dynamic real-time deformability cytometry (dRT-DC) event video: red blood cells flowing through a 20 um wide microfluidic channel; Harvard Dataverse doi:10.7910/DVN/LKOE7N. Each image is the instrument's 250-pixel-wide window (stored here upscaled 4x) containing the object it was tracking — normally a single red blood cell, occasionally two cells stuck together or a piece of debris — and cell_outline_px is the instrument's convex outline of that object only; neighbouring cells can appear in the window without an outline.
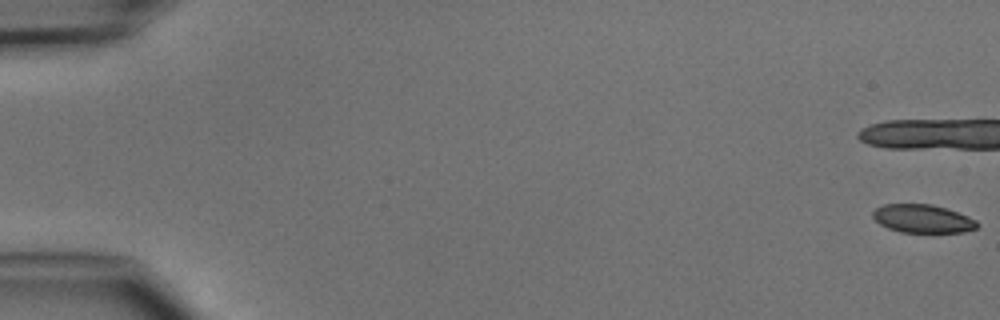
{"species": "common noctule bat (a hibernating species)", "species_latin": "Nyctalus noctula", "temperature_condition": "cold", "stored_images_in_passage": 5, "camera_frame_rate_fps": 3000, "um_per_image_px": 0.085, "animal": {"sex": "male", "body_mass_g": 15.6}, "frame": {"image": 1, "passage_image": 1, "time_ms": 0.0, "image_size_px": [1000, 320], "cell_outline_px": [[980, 224], [976, 228], [964, 232], [900, 232], [888, 228], [880, 224], [872, 216], [872, 212], [876, 208], [884, 204], [932, 204], [968, 216], [976, 220]], "centroid_in_image_um": [78.42, 18.59], "position_along_channel_um": 6.6, "area_um2": 17.11}}